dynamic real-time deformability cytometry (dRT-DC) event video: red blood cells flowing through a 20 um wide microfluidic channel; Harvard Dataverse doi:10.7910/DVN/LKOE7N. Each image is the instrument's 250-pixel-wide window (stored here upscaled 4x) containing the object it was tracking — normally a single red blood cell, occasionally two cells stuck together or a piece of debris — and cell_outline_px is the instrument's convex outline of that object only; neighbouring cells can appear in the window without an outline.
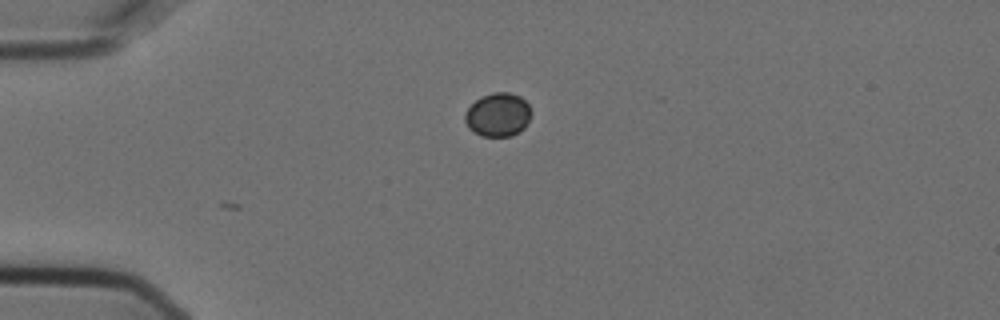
{"species": "Egyptian fruit bat (a non-hibernating species)", "species_latin": "Rousettus aegyptiacus", "temperature_condition": "cold", "stored_images_in_passage": 2, "camera_frame_rate_fps": 3000, "um_per_image_px": 0.085, "animal": {"sex": "female"}, "frame": {"image": 1, "passage_image": 2, "time_ms": 0.333, "image_size_px": [1000, 320], "cell_outline_px": [[532, 112], [524, 128], [520, 132], [512, 136], [480, 136], [468, 128], [464, 120], [464, 112], [480, 96], [496, 92], [508, 92], [520, 96], [528, 104]], "centroid_in_image_um": [42.31, 9.76], "position_along_channel_um": 42.7, "area_um2": 16.99}}